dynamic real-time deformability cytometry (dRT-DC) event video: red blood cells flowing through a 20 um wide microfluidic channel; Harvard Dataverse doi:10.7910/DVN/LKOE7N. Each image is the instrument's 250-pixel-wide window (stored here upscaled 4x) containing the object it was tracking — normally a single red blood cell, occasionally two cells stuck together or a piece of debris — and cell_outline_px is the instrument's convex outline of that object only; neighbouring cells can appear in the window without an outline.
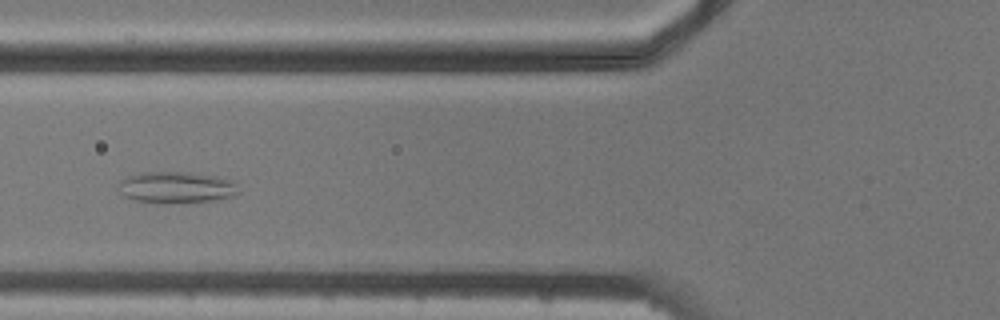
{"species": "common noctule bat (a hibernating species)", "species_latin": "Nyctalus noctula", "temperature_condition": "cold", "stored_images_in_passage": 7, "camera_frame_rate_fps": 3000, "um_per_image_px": 0.085, "animal": {"sex": "male", "body_mass_g": 20.5, "forearm_length_mm": 52.5}, "frame": {"image": 1, "passage_image": 5, "time_ms": 4.667, "image_size_px": [1000, 320], "cell_outline_px": [[240, 192], [236, 196], [212, 200], [132, 200], [124, 196], [120, 184], [120, 180], [128, 176], [144, 172], [192, 172], [216, 176], [232, 180], [236, 184]], "centroid_in_image_um": [15.07, 15.87], "position_along_channel_um": 110.7, "area_um2": 20.98}}